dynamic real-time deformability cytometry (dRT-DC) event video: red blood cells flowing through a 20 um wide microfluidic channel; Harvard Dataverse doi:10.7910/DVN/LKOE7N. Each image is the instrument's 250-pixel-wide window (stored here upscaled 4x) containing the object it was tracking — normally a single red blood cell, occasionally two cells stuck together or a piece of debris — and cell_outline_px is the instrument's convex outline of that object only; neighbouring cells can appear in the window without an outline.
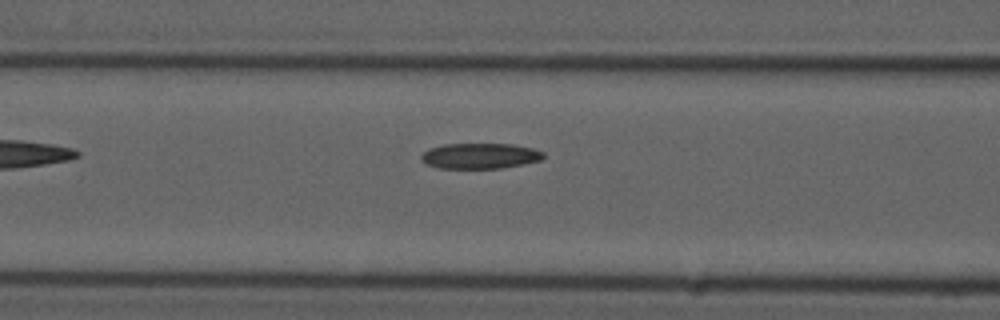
{"species": "common noctule bat (a hibernating species)", "species_latin": "Nyctalus noctula", "temperature_condition": "cold", "stored_images_in_passage": 4, "camera_frame_rate_fps": 3000, "um_per_image_px": 0.085, "animal": {"sex": "male", "forearm_length_mm": 52.5}, "frame": {"image": 1, "passage_image": 4, "time_ms": 4.0, "image_size_px": [1000, 320], "cell_outline_px": [[544, 156], [540, 160], [500, 168], [440, 168], [428, 164], [420, 160], [420, 156], [428, 148], [444, 144], [512, 144], [532, 148], [544, 152]], "centroid_in_image_um": [40.76, 13.24], "position_along_channel_um": 125.8, "area_um2": 18.03}}